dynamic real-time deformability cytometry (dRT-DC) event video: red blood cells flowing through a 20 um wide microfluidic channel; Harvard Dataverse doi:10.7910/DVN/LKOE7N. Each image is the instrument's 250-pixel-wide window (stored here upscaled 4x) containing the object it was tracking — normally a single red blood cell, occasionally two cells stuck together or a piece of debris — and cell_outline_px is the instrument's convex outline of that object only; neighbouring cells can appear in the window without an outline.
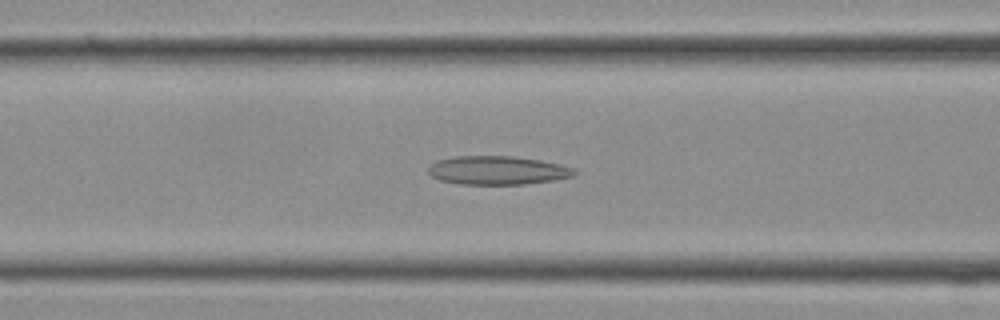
{"species": "Egyptian fruit bat (a non-hibernating species)", "species_latin": "Rousettus aegyptiacus", "temperature_condition": "cold", "stored_images_in_passage": 17, "camera_frame_rate_fps": 3000, "um_per_image_px": 0.085, "frame": {"image": 1, "passage_image": 7, "time_ms": 2.0, "image_size_px": [1000, 320], "cell_outline_px": [[576, 172], [572, 176], [552, 180], [524, 184], [460, 184], [440, 180], [432, 176], [428, 172], [428, 168], [436, 160], [452, 156], [512, 156], [540, 160], [560, 164], [576, 168]], "centroid_in_image_um": [42.27, 14.47], "position_along_channel_um": 124.3, "area_um2": 24.33}}
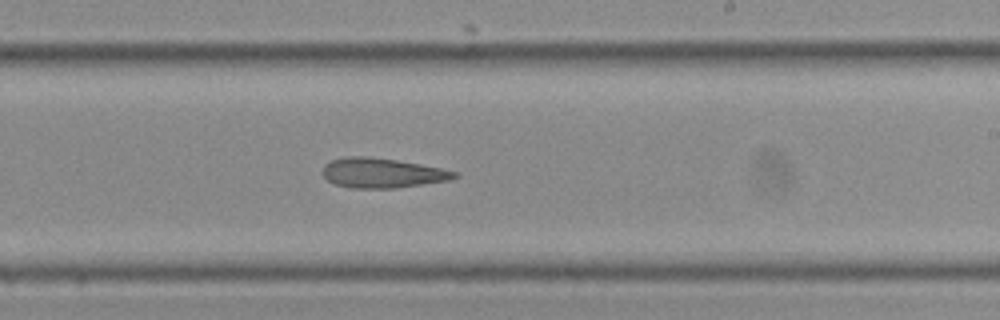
{"frame": {"image": 2, "passage_image": 13, "time_ms": 4.0, "image_size_px": [1000, 320], "cell_outline_px": [[460, 176], [448, 180], [396, 188], [352, 188], [336, 184], [328, 180], [320, 172], [324, 164], [328, 160], [348, 156], [368, 156], [396, 160], [420, 164], [440, 168], [456, 172]], "centroid_in_image_um": [32.42, 14.69], "position_along_channel_um": 256.6, "area_um2": 22.89}}
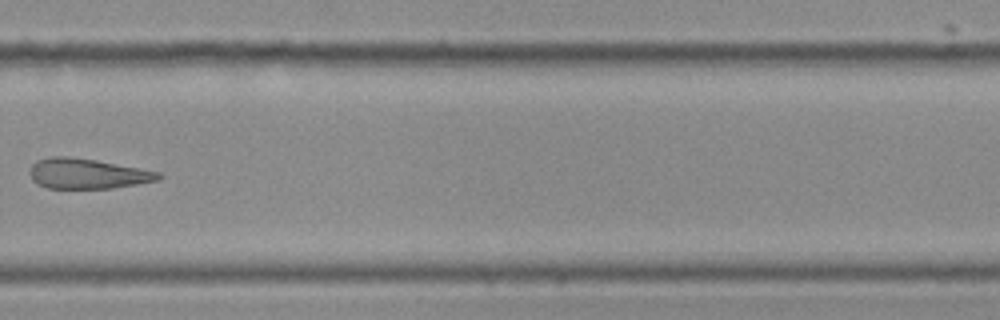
{"frame": {"image": 3, "passage_image": 16, "time_ms": 5.0, "image_size_px": [1000, 320], "cell_outline_px": [[164, 176], [156, 180], [136, 184], [112, 188], [48, 188], [36, 184], [32, 180], [28, 172], [28, 168], [36, 160], [52, 156], [68, 156], [96, 160], [160, 172]], "centroid_in_image_um": [7.36, 14.75], "position_along_channel_um": 322.4, "area_um2": 22.72}}